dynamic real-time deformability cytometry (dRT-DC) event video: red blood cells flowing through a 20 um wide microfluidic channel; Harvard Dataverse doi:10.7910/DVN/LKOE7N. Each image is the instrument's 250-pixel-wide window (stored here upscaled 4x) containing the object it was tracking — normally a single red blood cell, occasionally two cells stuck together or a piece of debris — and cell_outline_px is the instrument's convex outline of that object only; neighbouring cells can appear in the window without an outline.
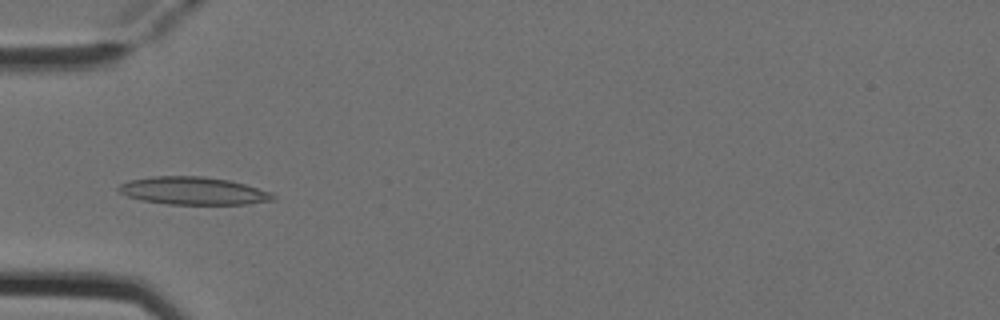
{"species": "Egyptian fruit bat (a non-hibernating species)", "species_latin": "Rousettus aegyptiacus", "temperature_condition": "cold", "stored_images_in_passage": 4, "camera_frame_rate_fps": 3000, "um_per_image_px": 0.085, "animal": {"sex": "female"}, "frame": {"image": 1, "passage_image": 4, "time_ms": 1.0, "image_size_px": [1000, 320], "cell_outline_px": [[276, 200], [244, 204], [168, 204], [140, 200], [128, 196], [120, 192], [116, 188], [120, 184], [128, 180], [152, 176], [204, 176], [228, 180], [244, 184], [272, 192], [276, 196]], "centroid_in_image_um": [16.42, 16.22], "position_along_channel_um": 68.6, "area_um2": 25.03}}